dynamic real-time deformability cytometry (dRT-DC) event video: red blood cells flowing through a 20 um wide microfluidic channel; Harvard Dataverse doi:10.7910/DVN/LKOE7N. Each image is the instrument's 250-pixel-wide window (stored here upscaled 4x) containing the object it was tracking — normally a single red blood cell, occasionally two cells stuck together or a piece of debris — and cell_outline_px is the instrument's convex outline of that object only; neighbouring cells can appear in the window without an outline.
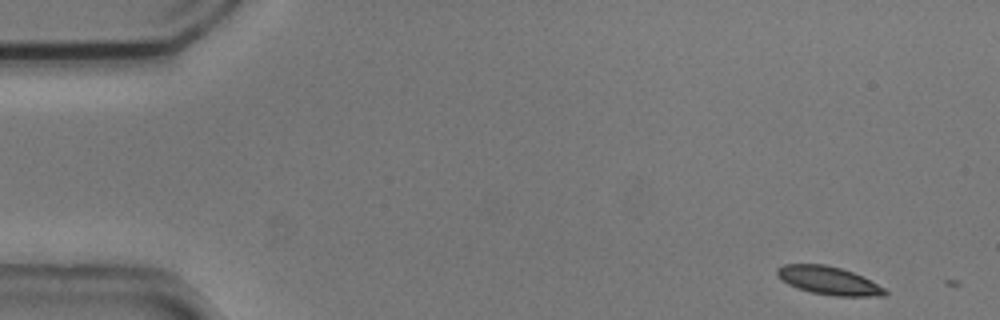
{"species": "common noctule bat (a hibernating species)", "species_latin": "Nyctalus noctula", "temperature_condition": "cold", "stored_images_in_passage": 3, "camera_frame_rate_fps": 3000, "um_per_image_px": 0.085, "animal": {"sex": "male", "body_mass_g": 20.5, "forearm_length_mm": 52.5}, "frame": {"image": 1, "passage_image": 1, "time_ms": 0.0, "image_size_px": [1000, 320], "cell_outline_px": [[888, 292], [884, 296], [836, 296], [812, 292], [788, 284], [776, 272], [776, 268], [784, 264], [824, 264], [840, 268], [864, 276], [884, 288]], "centroid_in_image_um": [70.47, 23.84], "position_along_channel_um": 14.5, "area_um2": 17.46}}